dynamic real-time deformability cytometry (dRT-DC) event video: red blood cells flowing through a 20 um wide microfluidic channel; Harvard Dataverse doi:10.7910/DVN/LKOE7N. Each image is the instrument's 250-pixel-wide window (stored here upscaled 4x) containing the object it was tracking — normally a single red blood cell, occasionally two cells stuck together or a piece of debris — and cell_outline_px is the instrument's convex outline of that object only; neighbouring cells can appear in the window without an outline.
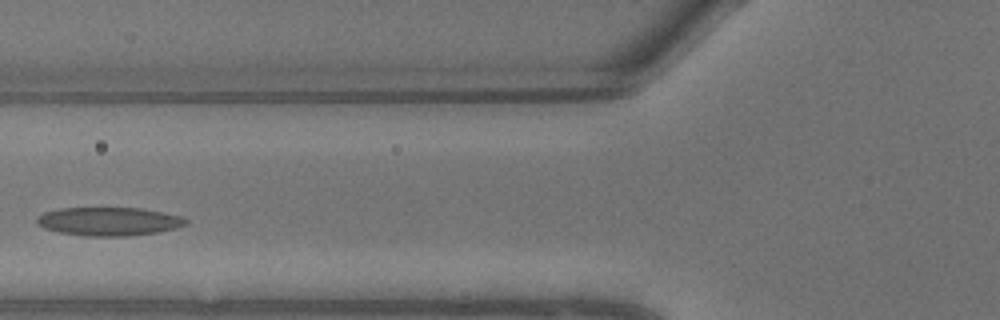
{"species": "common noctule bat (a hibernating species)", "species_latin": "Nyctalus noctula", "temperature_condition": "warm", "stored_images_in_passage": 7, "camera_frame_rate_fps": 3000, "um_per_image_px": 0.085, "animal": {"sex": "male", "body_mass_g": 13.3}, "frame": {"image": 1, "passage_image": 5, "time_ms": 1.333, "image_size_px": [1000, 320], "cell_outline_px": [[188, 224], [176, 228], [160, 232], [128, 236], [88, 236], [60, 232], [44, 228], [36, 224], [36, 220], [44, 212], [60, 208], [140, 208], [180, 216], [188, 220]], "centroid_in_image_um": [9.27, 18.82], "position_along_channel_um": 116.5, "area_um2": 24.62}}